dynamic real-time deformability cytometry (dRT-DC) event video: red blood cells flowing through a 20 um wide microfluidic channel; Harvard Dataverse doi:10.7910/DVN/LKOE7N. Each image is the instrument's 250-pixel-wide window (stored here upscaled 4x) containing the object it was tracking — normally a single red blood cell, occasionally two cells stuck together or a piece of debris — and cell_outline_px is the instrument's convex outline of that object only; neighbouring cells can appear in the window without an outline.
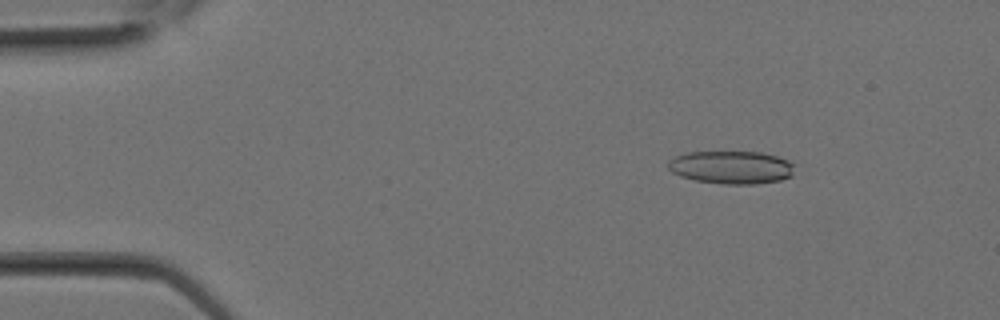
{"species": "Egyptian fruit bat (a non-hibernating species)", "species_latin": "Rousettus aegyptiacus", "temperature_condition": "room temperature", "stored_images_in_passage": 16, "camera_frame_rate_fps": 3000, "um_per_image_px": 0.085, "animal": {"sex": "female"}, "frame": {"image": 1, "passage_image": 4, "time_ms": 1.0, "image_size_px": [1000, 320], "cell_outline_px": [[792, 176], [780, 180], [756, 184], [724, 184], [696, 180], [680, 176], [672, 172], [668, 168], [668, 160], [676, 156], [688, 152], [760, 152], [776, 156], [788, 160], [792, 164]], "centroid_in_image_um": [62.14, 14.22], "position_along_channel_um": 22.9, "area_um2": 24.16}}
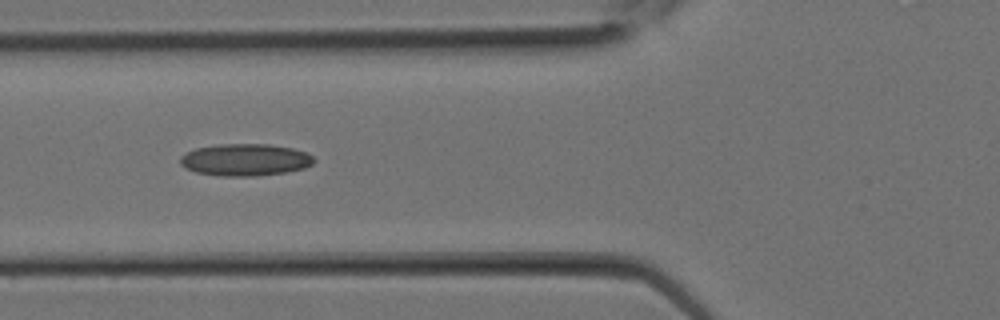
{"frame": {"image": 2, "passage_image": 10, "time_ms": 3.0, "image_size_px": [1000, 320], "cell_outline_px": [[316, 160], [312, 164], [304, 168], [284, 172], [252, 176], [220, 176], [196, 172], [184, 168], [180, 164], [180, 156], [196, 148], [220, 144], [268, 144], [292, 148], [304, 152], [312, 156]], "centroid_in_image_um": [20.81, 13.58], "position_along_channel_um": 105.0, "area_um2": 24.85}}
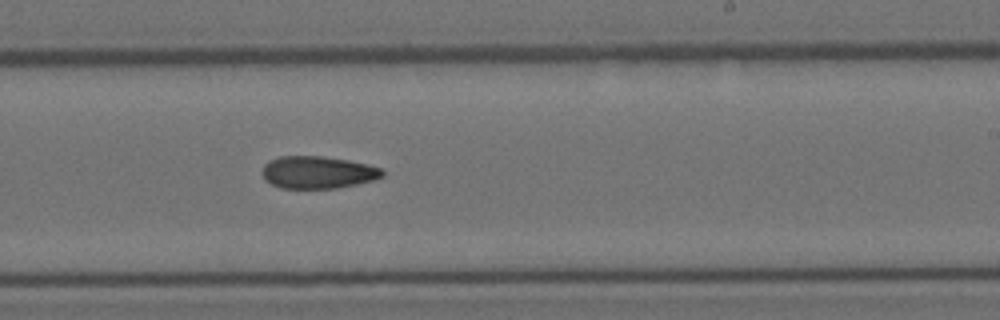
{"frame": {"image": 3, "passage_image": 16, "time_ms": 5.0, "image_size_px": [1000, 320], "cell_outline_px": [[384, 176], [376, 180], [336, 188], [280, 188], [264, 180], [260, 172], [264, 164], [268, 160], [280, 156], [320, 156], [348, 160], [368, 164], [380, 168], [384, 172]], "centroid_in_image_um": [26.98, 14.65], "position_along_channel_um": 262.0, "area_um2": 22.89}}